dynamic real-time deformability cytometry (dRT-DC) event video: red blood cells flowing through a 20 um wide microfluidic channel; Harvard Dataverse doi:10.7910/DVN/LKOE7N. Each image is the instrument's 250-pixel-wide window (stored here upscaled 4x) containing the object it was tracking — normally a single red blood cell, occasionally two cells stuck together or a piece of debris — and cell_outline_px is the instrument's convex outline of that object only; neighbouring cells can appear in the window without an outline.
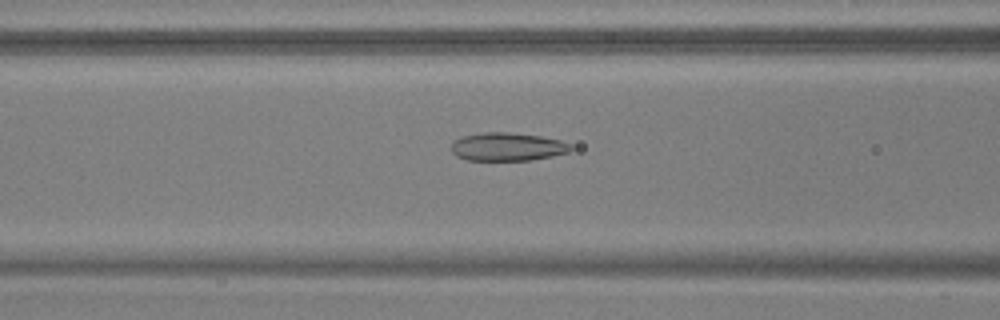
{"species": "common noctule bat (a hibernating species)", "species_latin": "Nyctalus noctula", "temperature_condition": "warm", "stored_images_in_passage": 54, "camera_frame_rate_fps": 3000, "um_per_image_px": 0.085, "animal": {"sex": "male", "body_mass_g": 17.9, "forearm_length_mm": 54.2}, "frame": {"image": 1, "passage_image": 23, "time_ms": 7.333, "image_size_px": [1000, 320], "cell_outline_px": [[572, 148], [568, 152], [552, 156], [528, 160], [468, 160], [456, 156], [452, 152], [452, 140], [464, 136], [484, 132], [508, 132], [540, 136], [560, 140], [572, 144]], "centroid_in_image_um": [43.12, 12.47], "position_along_channel_um": 123.5, "area_um2": 19.59}}
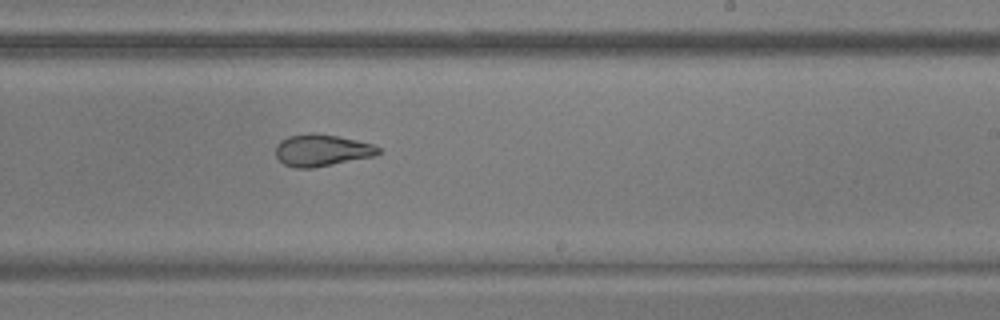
{"frame": {"image": 2, "passage_image": 34, "time_ms": 11.0, "image_size_px": [1000, 320], "cell_outline_px": [[380, 152], [376, 156], [312, 168], [296, 168], [284, 164], [276, 156], [276, 144], [280, 140], [288, 136], [312, 132], [336, 136], [356, 140], [372, 144], [380, 148]], "centroid_in_image_um": [27.34, 12.77], "position_along_channel_um": 261.7, "area_um2": 19.07}}
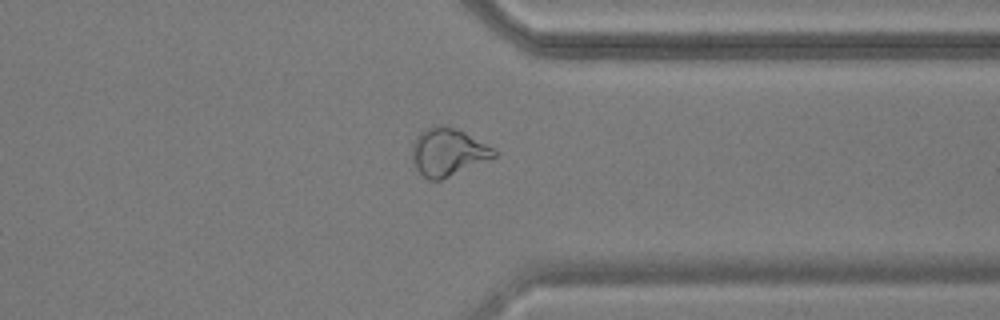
{"frame": {"image": 3, "passage_image": 43, "time_ms": 14.0, "image_size_px": [1000, 320], "cell_outline_px": [[496, 156], [440, 180], [428, 180], [416, 168], [412, 160], [412, 144], [416, 136], [424, 128], [440, 124], [444, 124], [456, 128], [464, 132], [492, 148], [496, 152]], "centroid_in_image_um": [38.01, 12.9], "position_along_channel_um": 373.4, "area_um2": 22.48}, "authors_computed_cell_mechanics": {"area_um2": 21.7328, "velocity_mm_per_s": 3.7772, "shape_relaxation_time_tau1_ms": 7.4179, "shape_relaxation_time_tau2_ms": 2.4858, "deformation_change_tau1": 0.1818, "deformation_change_tau2": 0.0858}}